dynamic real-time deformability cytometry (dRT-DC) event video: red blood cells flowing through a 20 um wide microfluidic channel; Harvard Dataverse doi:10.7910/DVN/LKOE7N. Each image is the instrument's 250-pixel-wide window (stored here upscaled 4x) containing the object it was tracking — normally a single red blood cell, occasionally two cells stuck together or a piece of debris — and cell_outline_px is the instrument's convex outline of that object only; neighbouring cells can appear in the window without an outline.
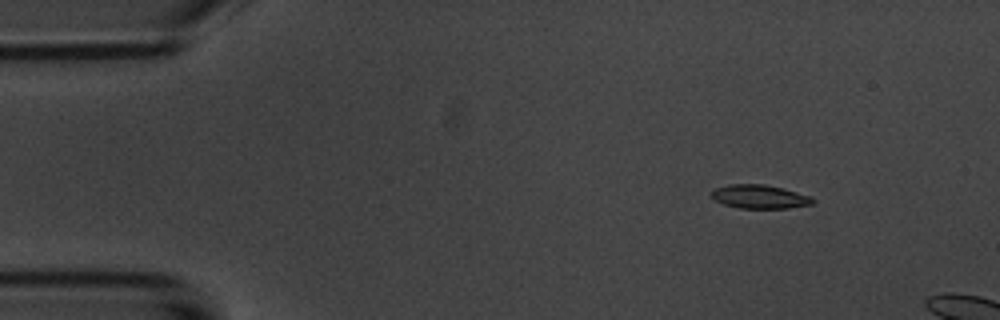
{"species": "common noctule bat (a hibernating species)", "species_latin": "Nyctalus noctula", "temperature_condition": "room temperature", "stored_images_in_passage": 3, "camera_frame_rate_fps": 3000, "um_per_image_px": 0.085, "animal": {"sex": "male", "body_mass_g": 20.1, "forearm_length_mm": 53.5}, "frame": {"image": 1, "passage_image": 1, "time_ms": 0.0, "image_size_px": [1000, 320], "cell_outline_px": [[816, 200], [812, 204], [788, 208], [740, 208], [724, 204], [716, 200], [712, 196], [712, 192], [716, 188], [728, 184], [764, 184], [784, 188], [812, 196]], "centroid_in_image_um": [64.63, 16.71], "position_along_channel_um": 20.4, "area_um2": 13.99}}